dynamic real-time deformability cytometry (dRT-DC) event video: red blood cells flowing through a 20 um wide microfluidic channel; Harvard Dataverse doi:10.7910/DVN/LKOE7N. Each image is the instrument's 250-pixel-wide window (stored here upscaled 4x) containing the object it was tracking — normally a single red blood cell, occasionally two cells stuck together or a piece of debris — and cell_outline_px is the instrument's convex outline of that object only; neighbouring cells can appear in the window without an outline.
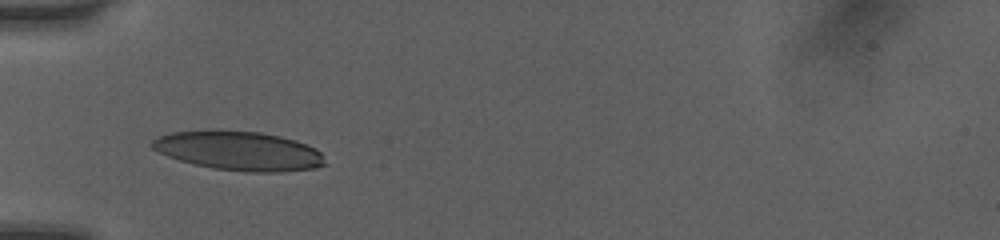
{"species": "human", "species_latin": "Homo sapiens", "temperature_condition": "room temperature", "stored_images_in_passage": 7, "camera_frame_rate_fps": 3000, "um_per_image_px": 0.085, "donor": {"sex": "female"}, "frame": {"image": 1, "passage_image": 4, "time_ms": 3.0, "image_size_px": [1000, 240], "cell_outline_px": [[324, 164], [316, 168], [280, 172], [248, 172], [212, 168], [180, 160], [168, 156], [152, 148], [148, 144], [156, 136], [172, 132], [208, 128], [216, 128], [260, 132], [280, 136], [296, 140], [316, 148], [320, 152]], "centroid_in_image_um": [20.24, 12.78], "position_along_channel_um": 64.8, "area_um2": 40.06}}
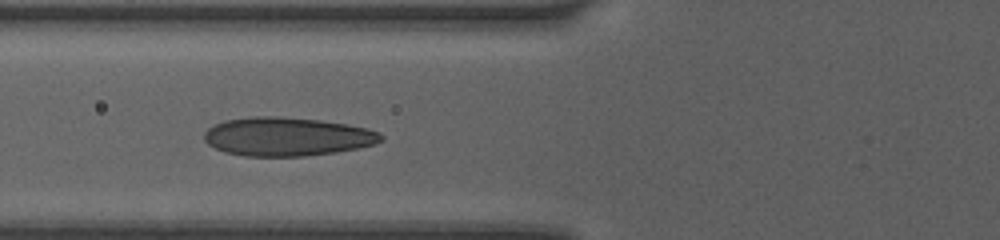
{"frame": {"image": 2, "passage_image": 5, "time_ms": 4.0, "image_size_px": [1000, 240], "cell_outline_px": [[384, 140], [376, 144], [360, 148], [336, 152], [304, 156], [244, 156], [224, 152], [208, 144], [204, 140], [204, 132], [208, 128], [224, 120], [252, 116], [280, 116], [320, 120], [348, 124], [368, 128], [380, 132], [384, 136]], "centroid_in_image_um": [24.44, 11.61], "position_along_channel_um": 101.4, "area_um2": 40.23}}
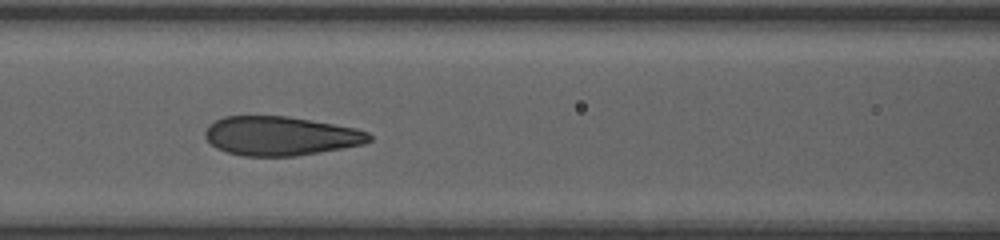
{"frame": {"image": 3, "passage_image": 6, "time_ms": 5.0, "image_size_px": [1000, 240], "cell_outline_px": [[372, 140], [364, 144], [320, 152], [296, 156], [244, 156], [228, 152], [216, 148], [204, 136], [204, 132], [208, 124], [224, 116], [288, 116], [356, 128], [368, 132], [372, 136]], "centroid_in_image_um": [23.84, 11.55], "position_along_channel_um": 142.8, "area_um2": 37.4}}